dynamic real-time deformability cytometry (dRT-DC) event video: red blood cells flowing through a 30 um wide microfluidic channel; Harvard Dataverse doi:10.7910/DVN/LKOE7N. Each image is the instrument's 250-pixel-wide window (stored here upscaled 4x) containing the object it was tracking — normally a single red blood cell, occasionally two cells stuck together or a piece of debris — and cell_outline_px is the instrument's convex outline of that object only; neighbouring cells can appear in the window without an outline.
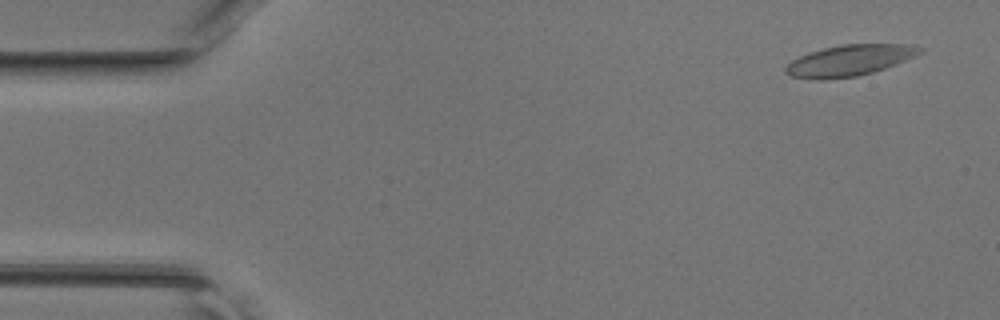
{"species": "common noctule bat (a hibernating species)", "species_latin": "Nyctalus noctula", "temperature_condition": "room temperature", "stored_images_in_passage": 46, "camera_frame_rate_fps": 3000, "um_per_image_px": 0.085, "animal": {"sex": "female", "body_mass_g": 17.0, "forearm_length_mm": 48.0}, "frame": {"image": 1, "passage_image": 3, "time_ms": 0.667, "image_size_px": [1000, 320], "cell_outline_px": [[924, 52], [916, 56], [896, 64], [872, 72], [856, 76], [824, 80], [816, 80], [792, 76], [784, 72], [784, 68], [792, 60], [800, 56], [824, 48], [840, 44], [904, 44], [924, 48]], "centroid_in_image_um": [72.22, 5.14], "position_along_channel_um": 12.8, "area_um2": 24.22}}
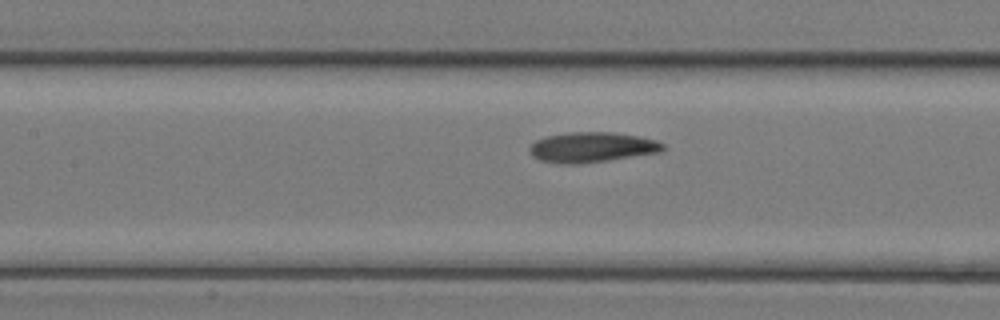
{"frame": {"image": 2, "passage_image": 21, "time_ms": 6.667, "image_size_px": [1000, 320], "cell_outline_px": [[668, 148], [660, 152], [608, 160], [580, 164], [556, 164], [540, 160], [532, 156], [528, 152], [528, 148], [536, 140], [548, 136], [568, 132], [612, 132], [640, 136], [656, 140], [664, 144]], "centroid_in_image_um": [50.31, 12.52], "position_along_channel_um": 157.1, "area_um2": 23.7}}
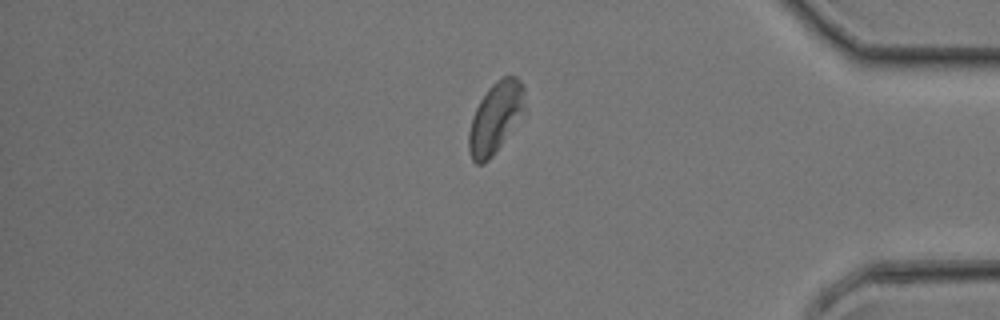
{"frame": {"image": 3, "passage_image": 39, "time_ms": 12.667, "image_size_px": [1000, 320], "cell_outline_px": [[524, 112], [492, 156], [484, 164], [476, 164], [472, 160], [468, 152], [468, 132], [472, 116], [480, 100], [488, 88], [496, 80], [504, 76], [516, 76], [524, 84]], "centroid_in_image_um": [42.09, 9.99], "position_along_channel_um": 393.1, "area_um2": 23.06}}